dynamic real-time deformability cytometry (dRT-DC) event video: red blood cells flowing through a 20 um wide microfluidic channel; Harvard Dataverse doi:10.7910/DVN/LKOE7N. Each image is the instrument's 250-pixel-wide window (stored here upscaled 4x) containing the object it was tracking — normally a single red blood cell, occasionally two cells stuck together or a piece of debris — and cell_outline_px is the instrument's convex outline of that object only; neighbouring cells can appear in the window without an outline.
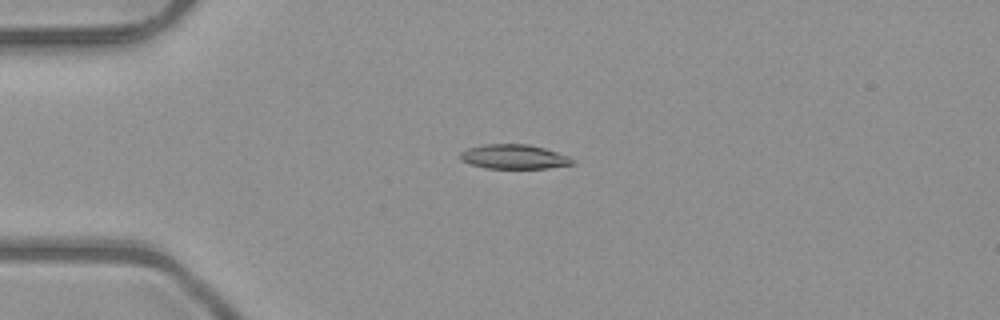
{"species": "common noctule bat (a hibernating species)", "species_latin": "Nyctalus noctula", "temperature_condition": "room temperature", "stored_images_in_passage": 51, "camera_frame_rate_fps": 3000, "um_per_image_px": 0.085, "animal": {"sex": "male", "body_mass_g": 23.1, "forearm_length_mm": 52.7}, "frame": {"image": 1, "passage_image": 13, "time_ms": 4.0, "image_size_px": [1000, 320], "cell_outline_px": [[576, 164], [548, 168], [484, 168], [468, 164], [460, 160], [460, 152], [468, 148], [484, 144], [528, 144], [544, 148], [568, 156]], "centroid_in_image_um": [43.65, 13.33], "position_along_channel_um": 41.4, "area_um2": 16.01}}
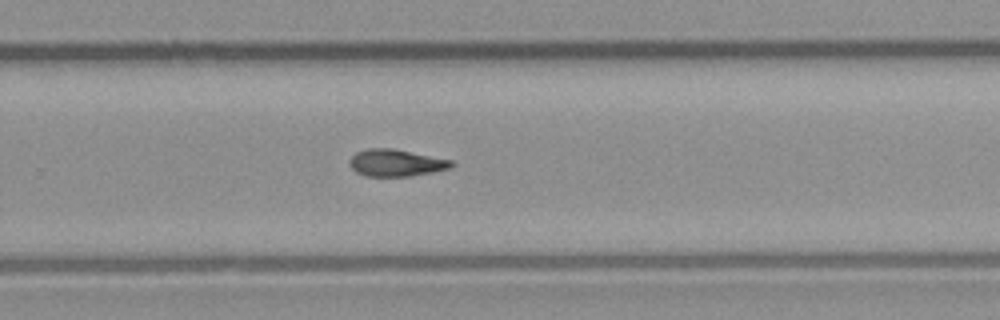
{"frame": {"image": 2, "passage_image": 34, "time_ms": 11.0, "image_size_px": [1000, 320], "cell_outline_px": [[456, 164], [452, 168], [432, 172], [408, 176], [368, 176], [356, 172], [352, 168], [348, 160], [356, 152], [368, 148], [392, 148], [452, 160]], "centroid_in_image_um": [33.68, 13.84], "position_along_channel_um": 296.1, "area_um2": 16.01}}
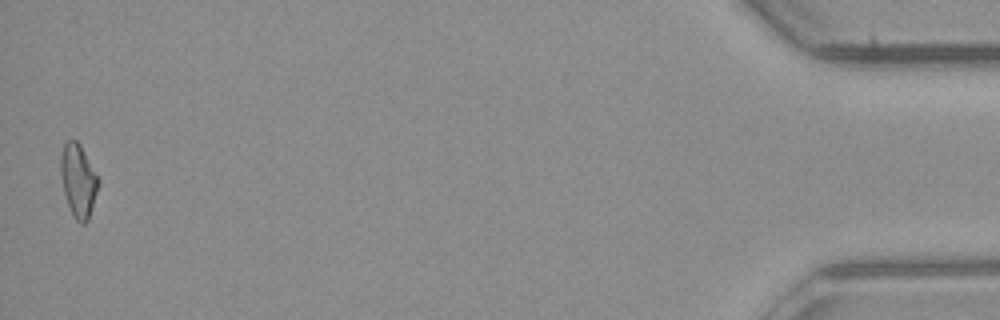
{"frame": {"image": 3, "passage_image": 51, "time_ms": 16.667, "image_size_px": [1000, 320], "cell_outline_px": [[100, 184], [88, 220], [84, 224], [80, 224], [76, 220], [68, 204], [64, 192], [60, 176], [60, 156], [64, 144], [68, 140], [76, 140], [80, 144], [100, 180]], "centroid_in_image_um": [6.66, 15.34], "position_along_channel_um": 428.5, "area_um2": 16.07}}